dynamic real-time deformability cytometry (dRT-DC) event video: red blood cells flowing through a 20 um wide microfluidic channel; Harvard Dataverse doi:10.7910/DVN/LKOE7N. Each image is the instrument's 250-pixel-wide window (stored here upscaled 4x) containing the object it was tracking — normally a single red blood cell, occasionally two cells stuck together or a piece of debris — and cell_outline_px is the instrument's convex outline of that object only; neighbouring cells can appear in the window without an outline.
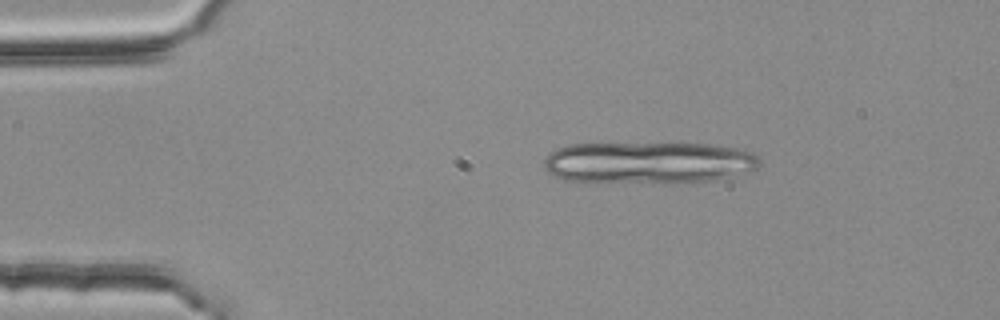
{"species": "common noctule bat (a hibernating species)", "species_latin": "Nyctalus noctula", "temperature_condition": "room temperature", "stored_images_in_passage": 3, "camera_frame_rate_fps": 3000, "um_per_image_px": 0.085, "animal": {"sex": "female", "body_mass_g": 25.1}, "frame": {"image": 1, "passage_image": 1, "time_ms": 0.0, "image_size_px": [1000, 320], "cell_outline_px": [[760, 164], [756, 168], [732, 176], [708, 180], [676, 184], [596, 184], [564, 180], [548, 172], [544, 168], [544, 160], [552, 152], [568, 144], [708, 144], [736, 148], [752, 152], [760, 156]], "centroid_in_image_um": [55.08, 13.87], "position_along_channel_um": 29.9, "area_um2": 53.7}}